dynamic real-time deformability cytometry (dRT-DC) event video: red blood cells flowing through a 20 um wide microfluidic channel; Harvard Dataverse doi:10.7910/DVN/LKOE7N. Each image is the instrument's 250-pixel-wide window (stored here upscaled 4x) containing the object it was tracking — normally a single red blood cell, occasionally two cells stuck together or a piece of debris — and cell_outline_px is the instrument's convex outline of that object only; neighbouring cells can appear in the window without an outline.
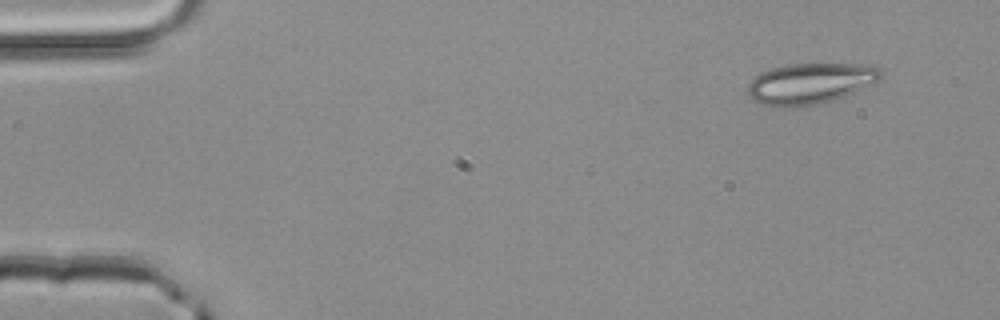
{"species": "common noctule bat (a hibernating species)", "species_latin": "Nyctalus noctula", "temperature_condition": "room temperature", "stored_images_in_passage": 3, "camera_frame_rate_fps": 3000, "um_per_image_px": 0.085, "animal": {"sex": "male", "body_mass_g": 20.4}, "frame": {"image": 1, "passage_image": 1, "time_ms": 0.0, "image_size_px": [1000, 320], "cell_outline_px": [[880, 80], [872, 84], [844, 96], [832, 100], [800, 108], [792, 108], [760, 104], [752, 100], [744, 92], [748, 84], [760, 72], [772, 68], [788, 64], [864, 64], [876, 68], [880, 72]], "centroid_in_image_um": [68.78, 7.11], "position_along_channel_um": 16.2, "area_um2": 31.79}}